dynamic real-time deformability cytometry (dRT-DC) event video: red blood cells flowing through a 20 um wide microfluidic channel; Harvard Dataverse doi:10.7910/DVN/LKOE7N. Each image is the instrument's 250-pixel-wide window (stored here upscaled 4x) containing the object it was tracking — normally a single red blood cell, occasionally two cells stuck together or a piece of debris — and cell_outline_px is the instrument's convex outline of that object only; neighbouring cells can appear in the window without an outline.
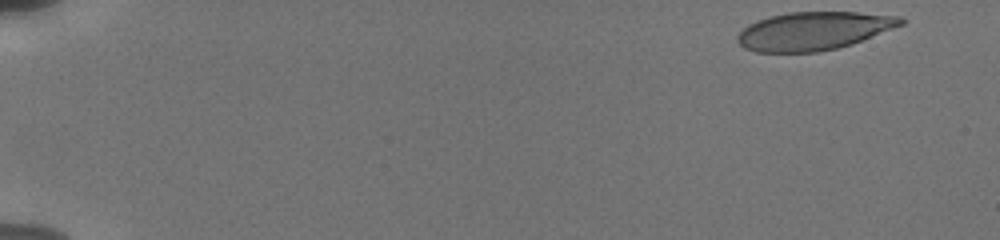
{"species": "human", "species_latin": "Homo sapiens", "temperature_condition": "cold", "stored_images_in_passage": 49, "camera_frame_rate_fps": 3000, "um_per_image_px": 0.085, "donor": {"sex": "male"}, "frame": {"image": 1, "passage_image": 1, "time_ms": 0.0, "image_size_px": [1000, 240], "cell_outline_px": [[908, 20], [904, 24], [852, 44], [836, 48], [816, 52], [756, 52], [744, 48], [736, 40], [736, 36], [748, 24], [756, 20], [788, 12], [856, 12], [900, 16]], "centroid_in_image_um": [69.16, 2.62], "position_along_channel_um": 15.8, "area_um2": 36.41}}
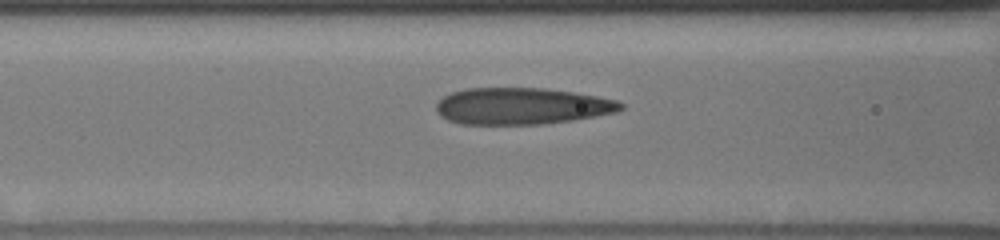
{"frame": {"image": 2, "passage_image": 30, "time_ms": 7.0, "image_size_px": [1000, 240], "cell_outline_px": [[624, 108], [616, 112], [572, 120], [540, 124], [460, 124], [448, 120], [440, 116], [436, 112], [436, 104], [444, 96], [452, 92], [464, 88], [544, 88], [572, 92], [596, 96], [616, 100], [624, 104]], "centroid_in_image_um": [44.32, 9.02], "position_along_channel_um": 122.3, "area_um2": 39.36}}
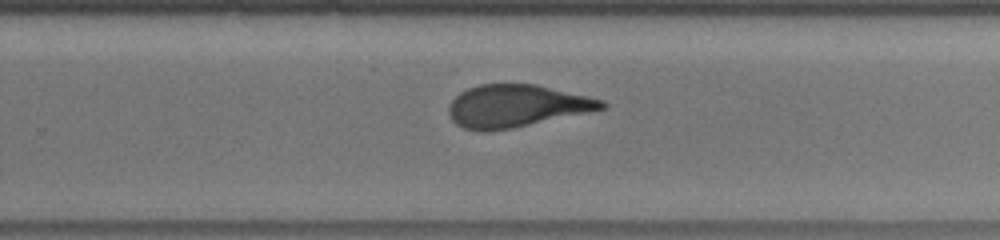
{"frame": {"image": 3, "passage_image": 48, "time_ms": 11.333, "image_size_px": [1000, 240], "cell_outline_px": [[608, 108], [512, 128], [484, 132], [480, 132], [464, 128], [456, 124], [452, 120], [448, 112], [448, 108], [452, 100], [460, 92], [468, 88], [480, 84], [536, 84], [588, 96], [604, 100], [608, 104]], "centroid_in_image_um": [43.9, 9.01], "position_along_channel_um": 285.9, "area_um2": 37.86}}